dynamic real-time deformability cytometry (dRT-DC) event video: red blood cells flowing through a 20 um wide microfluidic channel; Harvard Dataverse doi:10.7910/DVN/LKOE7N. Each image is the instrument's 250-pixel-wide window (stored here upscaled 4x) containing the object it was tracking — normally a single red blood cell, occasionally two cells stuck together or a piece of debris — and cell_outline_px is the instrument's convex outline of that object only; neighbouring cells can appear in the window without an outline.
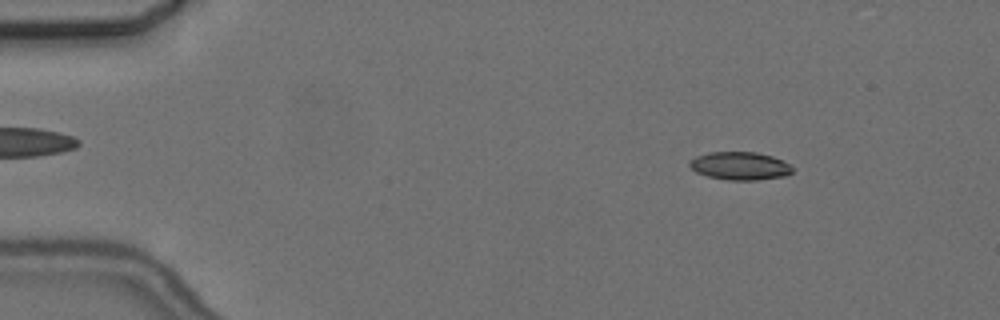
{"species": "common noctule bat (a hibernating species)", "species_latin": "Nyctalus noctula", "temperature_condition": "cold", "stored_images_in_passage": 6, "camera_frame_rate_fps": 3000, "um_per_image_px": 0.085, "animal": {"sex": "female", "body_mass_g": 24.6, "forearm_length_mm": 56.2}, "frame": {"image": 1, "passage_image": 2, "time_ms": 1.0, "image_size_px": [1000, 320], "cell_outline_px": [[796, 168], [792, 172], [784, 176], [756, 180], [728, 180], [708, 176], [696, 172], [688, 164], [696, 156], [708, 152], [756, 152], [772, 156]], "centroid_in_image_um": [62.91, 14.1], "position_along_channel_um": 22.1, "area_um2": 16.7}}
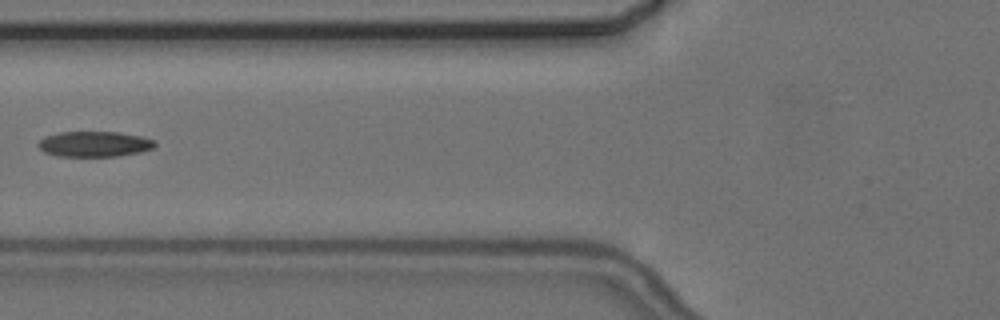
{"frame": {"image": 2, "passage_image": 6, "time_ms": 6.0, "image_size_px": [1000, 320], "cell_outline_px": [[156, 144], [152, 148], [140, 152], [120, 156], [56, 156], [44, 152], [36, 144], [44, 136], [60, 132], [120, 132], [140, 136], [156, 140]], "centroid_in_image_um": [8.01, 12.24], "position_along_channel_um": 117.8, "area_um2": 17.4}}